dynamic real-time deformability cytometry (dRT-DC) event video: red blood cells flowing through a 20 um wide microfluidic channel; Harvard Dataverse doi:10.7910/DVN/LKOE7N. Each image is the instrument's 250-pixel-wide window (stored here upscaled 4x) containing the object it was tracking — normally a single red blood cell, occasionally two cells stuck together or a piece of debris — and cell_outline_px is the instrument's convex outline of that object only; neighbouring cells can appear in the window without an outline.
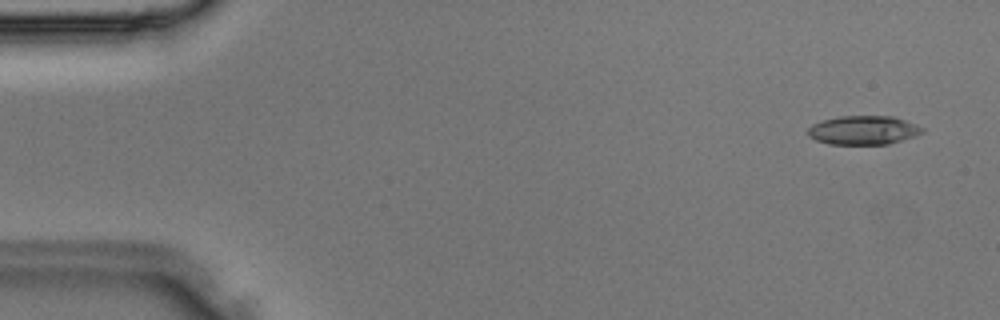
{"species": "Egyptian fruit bat (a non-hibernating species)", "species_latin": "Rousettus aegyptiacus", "temperature_condition": "room temperature", "stored_images_in_passage": 34, "camera_frame_rate_fps": 3000, "um_per_image_px": 0.085, "animal": {"sex": "male"}, "frame": {"image": 1, "passage_image": 2, "time_ms": 0.333, "image_size_px": [1000, 320], "cell_outline_px": [[924, 132], [916, 136], [888, 144], [828, 144], [816, 140], [808, 136], [808, 128], [812, 124], [824, 120], [840, 116], [892, 116], [916, 124], [924, 128]], "centroid_in_image_um": [73.4, 11.07], "position_along_channel_um": 11.6, "area_um2": 19.25}}
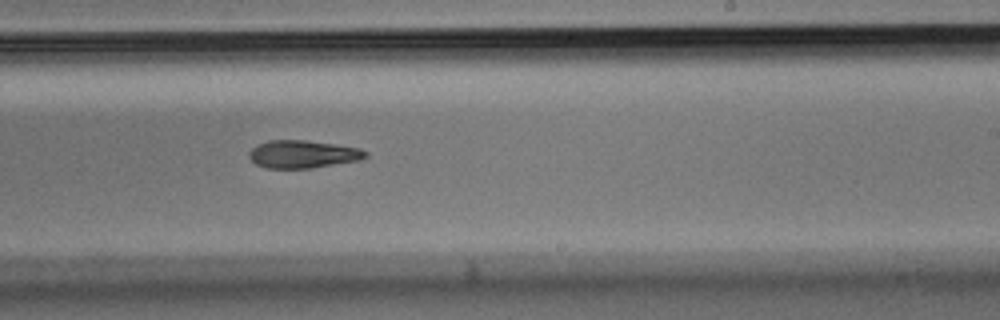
{"frame": {"image": 2, "passage_image": 22, "time_ms": 7.0, "image_size_px": [1000, 320], "cell_outline_px": [[368, 156], [360, 160], [312, 168], [268, 168], [256, 164], [248, 156], [248, 152], [256, 144], [268, 140], [304, 140], [360, 148], [368, 152]], "centroid_in_image_um": [25.73, 13.1], "position_along_channel_um": 263.3, "area_um2": 18.84}}
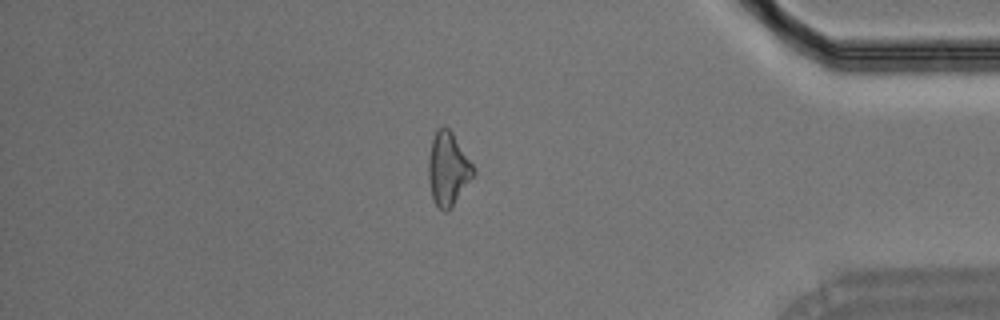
{"frame": {"image": 3, "passage_image": 31, "time_ms": 10.0, "image_size_px": [1000, 320], "cell_outline_px": [[476, 172], [452, 208], [448, 212], [444, 212], [436, 204], [432, 196], [428, 180], [428, 156], [432, 140], [436, 128], [444, 124], [452, 132], [476, 168]], "centroid_in_image_um": [38.08, 14.34], "position_along_channel_um": 397.1, "area_um2": 19.54}}